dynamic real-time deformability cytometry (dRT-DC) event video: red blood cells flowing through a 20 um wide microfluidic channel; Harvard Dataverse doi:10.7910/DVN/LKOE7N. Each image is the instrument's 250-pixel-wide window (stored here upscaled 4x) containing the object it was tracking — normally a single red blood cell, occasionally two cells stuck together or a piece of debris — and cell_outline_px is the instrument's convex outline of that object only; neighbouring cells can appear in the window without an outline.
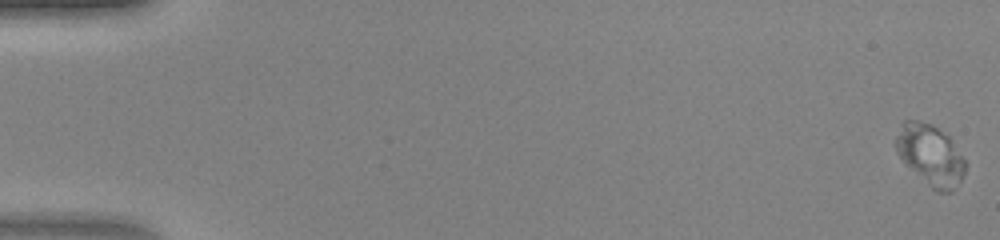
{"species": "human", "species_latin": "Homo sapiens", "temperature_condition": "warm", "stored_images_in_passage": 49, "camera_frame_rate_fps": 3000, "um_per_image_px": 0.085, "donor": {"sex": "female"}, "frame": {"image": 1, "passage_image": 1, "time_ms": 0.0, "image_size_px": [1000, 240], "cell_outline_px": [[964, 172], [960, 180], [952, 192], [936, 192], [896, 152], [892, 144], [904, 120], [916, 120], [932, 124], [948, 136], [964, 160]], "centroid_in_image_um": [79.05, 13.15], "position_along_channel_um": 5.9, "area_um2": 23.93}}
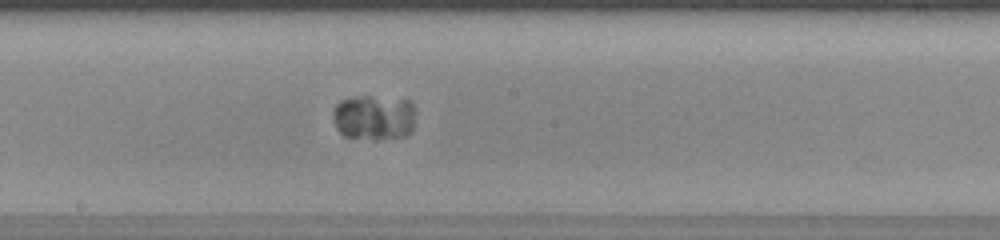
{"frame": {"image": 2, "passage_image": 28, "time_ms": 9.0, "image_size_px": [1000, 240], "cell_outline_px": [[412, 132], [404, 136], [344, 136], [336, 128], [332, 116], [332, 112], [336, 104], [340, 100], [352, 96], [368, 96], [412, 100]], "centroid_in_image_um": [31.73, 9.91], "position_along_channel_um": 216.5, "area_um2": 21.04}}
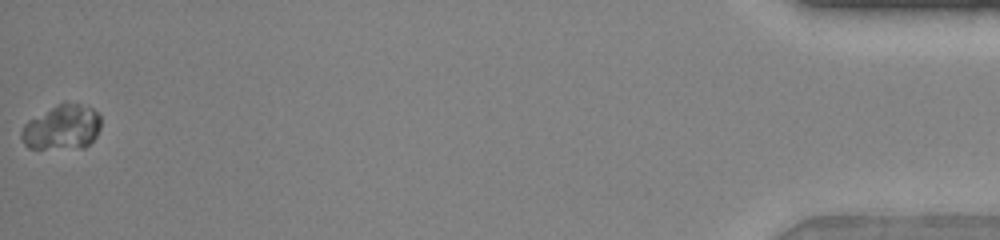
{"frame": {"image": 3, "passage_image": 49, "time_ms": 16.0, "image_size_px": [1000, 240], "cell_outline_px": [[100, 128], [96, 136], [84, 148], [28, 148], [24, 144], [20, 136], [20, 132], [24, 124], [28, 120], [64, 100], [80, 104], [92, 108], [100, 116]], "centroid_in_image_um": [5.26, 10.81], "position_along_channel_um": 429.9, "area_um2": 20.98}}